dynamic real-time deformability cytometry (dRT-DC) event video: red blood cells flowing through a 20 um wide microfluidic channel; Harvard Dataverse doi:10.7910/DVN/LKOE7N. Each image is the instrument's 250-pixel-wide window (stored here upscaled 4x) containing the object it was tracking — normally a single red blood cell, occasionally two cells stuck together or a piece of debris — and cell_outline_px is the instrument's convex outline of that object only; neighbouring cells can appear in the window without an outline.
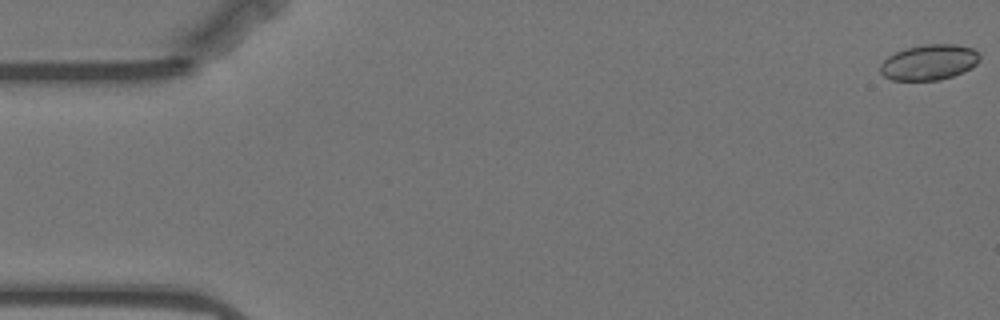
{"species": "Egyptian fruit bat (a non-hibernating species)", "species_latin": "Rousettus aegyptiacus", "temperature_condition": "warm", "stored_images_in_passage": 5, "camera_frame_rate_fps": 3000, "um_per_image_px": 0.085, "animal": {"sex": "female"}, "frame": {"image": 1, "passage_image": 1, "time_ms": 0.0, "image_size_px": [1000, 320], "cell_outline_px": [[980, 60], [972, 68], [952, 76], [940, 80], [892, 80], [884, 76], [880, 72], [880, 64], [888, 56], [904, 48], [924, 44], [956, 44], [972, 48], [980, 52]], "centroid_in_image_um": [78.99, 5.28], "position_along_channel_um": 6.0, "area_um2": 20.75}}